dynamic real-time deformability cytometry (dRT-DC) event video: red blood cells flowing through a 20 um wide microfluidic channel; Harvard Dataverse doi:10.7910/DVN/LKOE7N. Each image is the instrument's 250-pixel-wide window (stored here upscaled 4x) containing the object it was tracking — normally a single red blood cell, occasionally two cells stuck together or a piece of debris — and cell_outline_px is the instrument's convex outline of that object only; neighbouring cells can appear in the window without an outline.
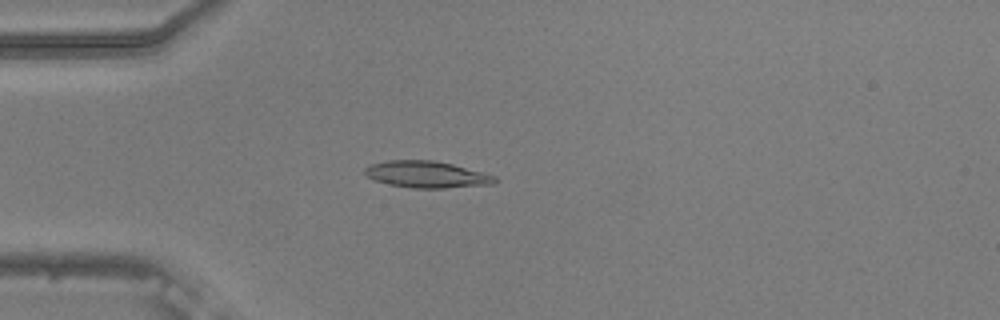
{"species": "common noctule bat (a hibernating species)", "species_latin": "Nyctalus noctula", "temperature_condition": "warm", "stored_images_in_passage": 54, "camera_frame_rate_fps": 3000, "um_per_image_px": 0.085, "animal": {"sex": "male", "body_mass_g": 20.5, "forearm_length_mm": 52.5}, "frame": {"image": 1, "passage_image": 15, "time_ms": 4.667, "image_size_px": [1000, 320], "cell_outline_px": [[496, 184], [444, 188], [412, 188], [392, 184], [376, 180], [368, 176], [364, 172], [364, 168], [368, 164], [388, 160], [432, 160], [452, 164], [496, 176]], "centroid_in_image_um": [36.27, 14.82], "position_along_channel_um": 48.7, "area_um2": 20.06}}
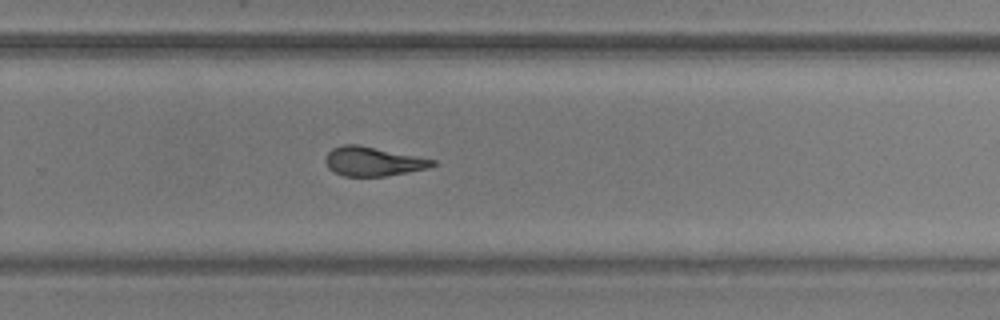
{"frame": {"image": 2, "passage_image": 36, "time_ms": 11.667, "image_size_px": [1000, 320], "cell_outline_px": [[436, 164], [428, 168], [388, 176], [344, 176], [328, 168], [324, 160], [328, 152], [332, 148], [344, 144], [360, 144], [436, 160]], "centroid_in_image_um": [31.7, 13.71], "position_along_channel_um": 298.1, "area_um2": 18.26}}
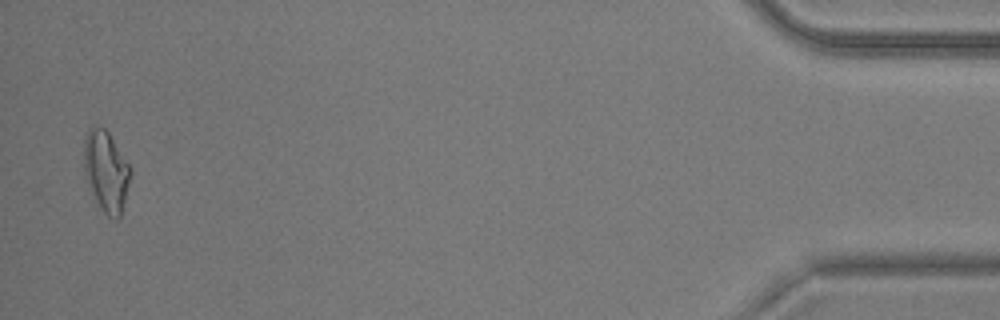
{"frame": {"image": 3, "passage_image": 53, "time_ms": 17.333, "image_size_px": [1000, 320], "cell_outline_px": [[132, 172], [120, 216], [116, 220], [108, 216], [104, 212], [96, 200], [84, 176], [84, 140], [88, 128], [96, 124], [104, 128], [108, 132], [132, 168]], "centroid_in_image_um": [9.01, 14.51], "position_along_channel_um": 426.2, "area_um2": 21.91}, "authors_computed_cell_mechanics": {"area_um2": 19.074, "velocity_mm_per_s": 3.7571, "shape_relaxation_time_tau1_ms": null, "shape_relaxation_time_tau2_ms": 1.9303, "deformation_change_tau1": null, "deformation_change_tau2": 0.1135}}